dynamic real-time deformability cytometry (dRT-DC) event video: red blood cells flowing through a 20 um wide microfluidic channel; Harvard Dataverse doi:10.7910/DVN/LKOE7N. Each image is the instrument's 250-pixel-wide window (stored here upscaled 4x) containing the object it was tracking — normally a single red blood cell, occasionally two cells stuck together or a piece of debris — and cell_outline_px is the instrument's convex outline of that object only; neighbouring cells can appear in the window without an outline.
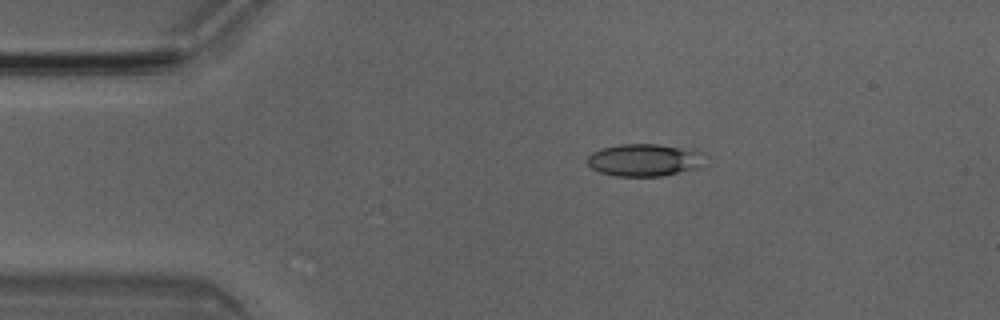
{"species": "Egyptian fruit bat (a non-hibernating species)", "species_latin": "Rousettus aegyptiacus", "temperature_condition": "room temperature", "stored_images_in_passage": 47, "camera_frame_rate_fps": 3000, "um_per_image_px": 0.085, "animal": {"sex": "male"}, "frame": {"image": 1, "passage_image": 9, "time_ms": 2.667, "image_size_px": [1000, 320], "cell_outline_px": [[704, 168], [660, 176], [616, 176], [600, 172], [592, 168], [584, 160], [592, 152], [600, 148], [620, 144], [660, 144], [692, 148], [700, 152]], "centroid_in_image_um": [54.78, 13.59], "position_along_channel_um": 30.2, "area_um2": 22.6}}
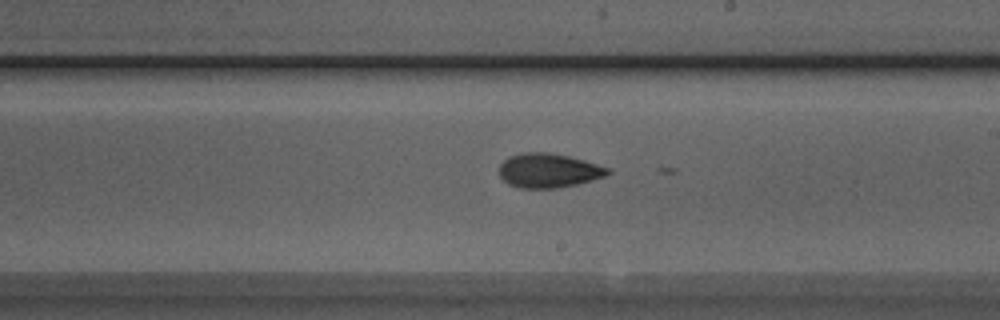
{"frame": {"image": 2, "passage_image": 28, "time_ms": 9.0, "image_size_px": [1000, 320], "cell_outline_px": [[612, 172], [604, 176], [592, 180], [576, 184], [556, 188], [520, 188], [508, 184], [500, 176], [500, 164], [508, 156], [520, 152], [548, 152], [568, 156], [584, 160], [608, 168]], "centroid_in_image_um": [46.6, 14.49], "position_along_channel_um": 242.4, "area_um2": 21.62}}
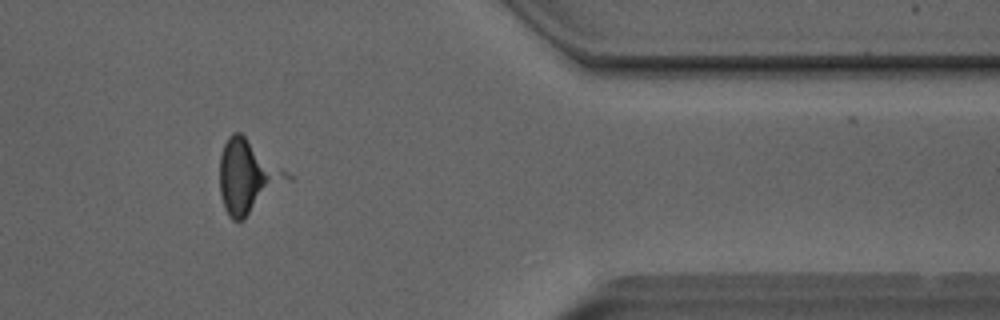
{"frame": {"image": 3, "passage_image": 41, "time_ms": 13.333, "image_size_px": [1000, 320], "cell_outline_px": [[292, 180], [244, 220], [232, 220], [228, 216], [224, 208], [220, 196], [220, 156], [224, 144], [228, 136], [232, 132], [240, 132], [288, 172], [292, 176]], "centroid_in_image_um": [21.06, 15.04], "position_along_channel_um": 390.3, "area_um2": 29.07}}